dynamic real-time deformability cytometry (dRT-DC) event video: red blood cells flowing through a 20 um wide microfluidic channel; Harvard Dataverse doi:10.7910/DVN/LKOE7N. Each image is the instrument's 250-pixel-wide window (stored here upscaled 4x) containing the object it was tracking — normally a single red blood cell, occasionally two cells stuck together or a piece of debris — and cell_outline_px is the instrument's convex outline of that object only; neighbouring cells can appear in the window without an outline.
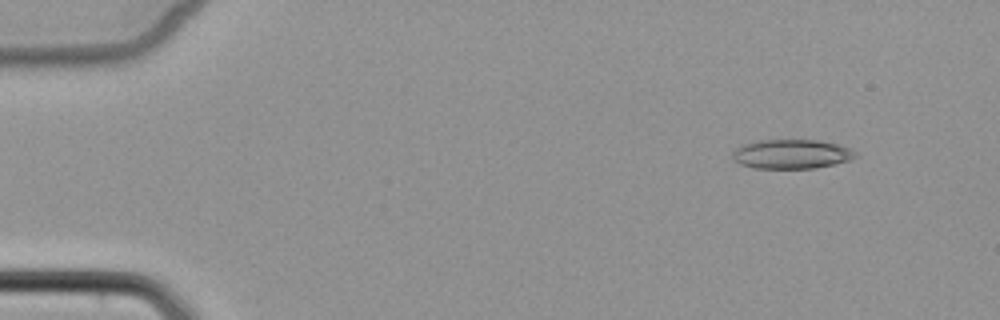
{"species": "common noctule bat (a hibernating species)", "species_latin": "Nyctalus noctula", "temperature_condition": "cold", "stored_images_in_passage": 5, "camera_frame_rate_fps": 3000, "um_per_image_px": 0.085, "animal": {"sex": "female", "body_mass_g": 22.7, "forearm_length_mm": 54.2}, "frame": {"image": 1, "passage_image": 2, "time_ms": 1.333, "image_size_px": [1000, 320], "cell_outline_px": [[860, 156], [848, 160], [816, 168], [756, 168], [740, 164], [732, 156], [736, 148], [740, 144], [756, 140], [816, 140], [836, 144], [852, 148]], "centroid_in_image_um": [67.29, 13.08], "position_along_channel_um": 17.7, "area_um2": 20.98}}
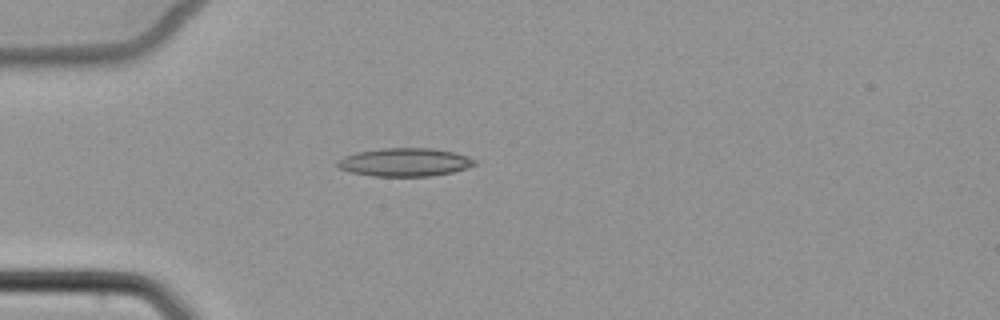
{"frame": {"image": 2, "passage_image": 5, "time_ms": 4.667, "image_size_px": [1000, 320], "cell_outline_px": [[476, 164], [468, 168], [452, 172], [428, 176], [372, 176], [352, 172], [340, 168], [336, 164], [336, 160], [344, 156], [356, 152], [384, 148], [432, 148], [456, 152], [476, 160]], "centroid_in_image_um": [34.41, 13.78], "position_along_channel_um": 50.6, "area_um2": 22.6}}